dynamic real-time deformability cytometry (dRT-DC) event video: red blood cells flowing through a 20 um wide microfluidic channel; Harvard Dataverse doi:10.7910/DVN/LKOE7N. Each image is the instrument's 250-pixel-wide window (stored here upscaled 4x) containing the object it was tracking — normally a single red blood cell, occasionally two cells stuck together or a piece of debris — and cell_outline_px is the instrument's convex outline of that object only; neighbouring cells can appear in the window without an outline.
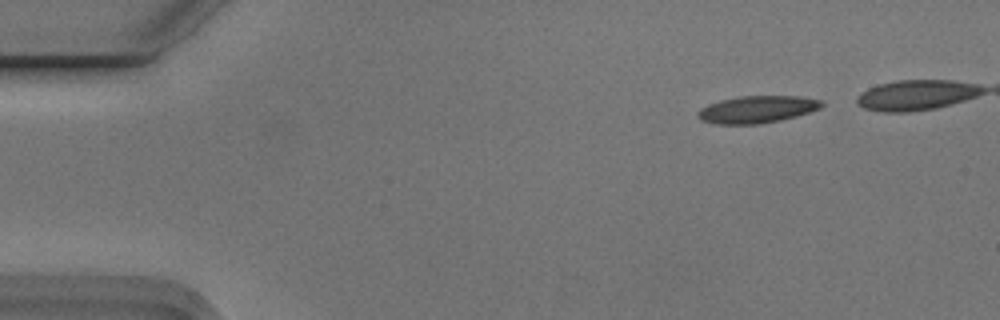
{"species": "Egyptian fruit bat (a non-hibernating species)", "species_latin": "Rousettus aegyptiacus", "temperature_condition": "cold", "stored_images_in_passage": 6, "camera_frame_rate_fps": 3000, "um_per_image_px": 0.085, "animal": {"sex": "male"}, "frame": {"image": 1, "passage_image": 2, "time_ms": 0.333, "image_size_px": [1000, 320], "cell_outline_px": [[824, 104], [820, 108], [796, 116], [780, 120], [760, 124], [716, 124], [700, 120], [696, 116], [696, 112], [700, 108], [708, 104], [720, 100], [740, 96], [800, 96], [824, 100]], "centroid_in_image_um": [64.33, 9.29], "position_along_channel_um": 20.7, "area_um2": 19.77}}
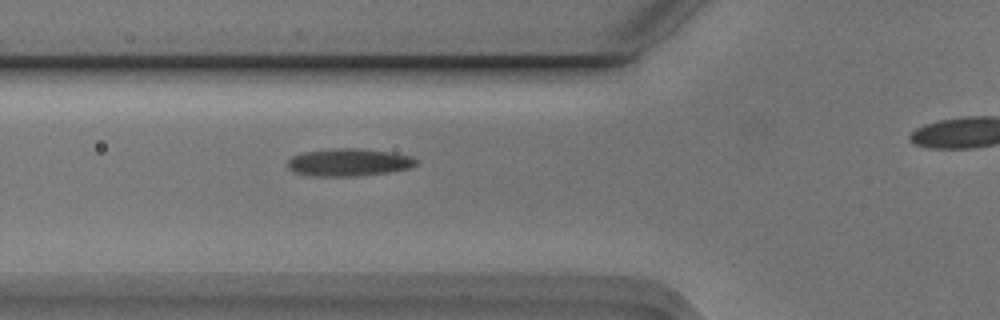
{"frame": {"image": 2, "passage_image": 5, "time_ms": 1.333, "image_size_px": [1000, 320], "cell_outline_px": [[420, 160], [416, 164], [408, 168], [388, 172], [356, 176], [312, 176], [296, 172], [288, 168], [288, 160], [292, 156], [304, 152], [328, 148], [360, 148], [392, 152], [412, 156]], "centroid_in_image_um": [29.66, 13.78], "position_along_channel_um": 96.1, "area_um2": 20.75}}